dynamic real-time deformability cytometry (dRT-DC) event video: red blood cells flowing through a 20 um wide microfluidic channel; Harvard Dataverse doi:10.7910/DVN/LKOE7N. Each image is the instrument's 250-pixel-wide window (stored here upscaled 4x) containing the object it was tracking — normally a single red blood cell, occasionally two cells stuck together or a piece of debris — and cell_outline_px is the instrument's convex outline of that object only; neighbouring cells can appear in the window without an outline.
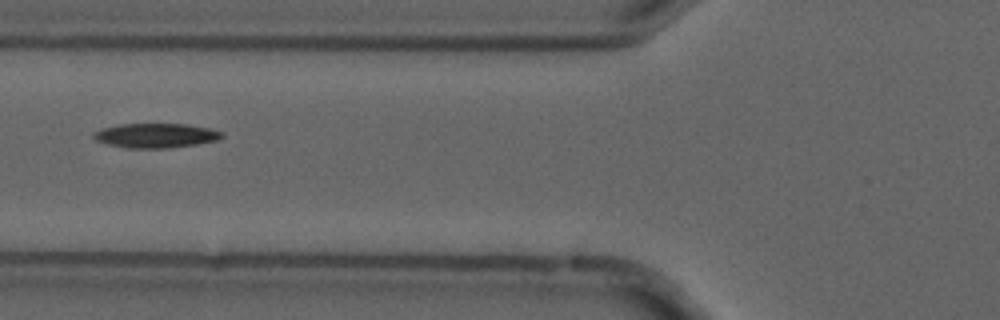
{"species": "common noctule bat (a hibernating species)", "species_latin": "Nyctalus noctula", "temperature_condition": "cold", "stored_images_in_passage": 3, "camera_frame_rate_fps": 3000, "um_per_image_px": 0.085, "animal": {"sex": "male", "forearm_length_mm": 52.5}, "frame": {"image": 1, "passage_image": 2, "time_ms": 0.333, "image_size_px": [1000, 320], "cell_outline_px": [[224, 136], [216, 140], [196, 144], [168, 148], [128, 148], [108, 144], [96, 140], [92, 136], [92, 132], [104, 128], [120, 124], [188, 124], [208, 128], [224, 132]], "centroid_in_image_um": [13.24, 11.52], "position_along_channel_um": 112.6, "area_um2": 18.21}}
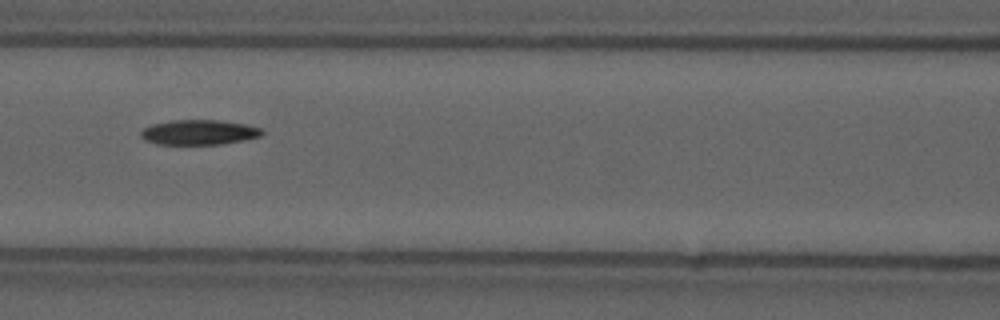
{"frame": {"image": 2, "passage_image": 3, "time_ms": 0.667, "image_size_px": [1000, 320], "cell_outline_px": [[264, 132], [260, 136], [244, 140], [220, 144], [156, 144], [144, 140], [140, 136], [140, 132], [144, 128], [152, 124], [172, 120], [216, 120], [244, 124], [264, 128]], "centroid_in_image_um": [16.9, 11.24], "position_along_channel_um": 149.7, "area_um2": 17.63}}